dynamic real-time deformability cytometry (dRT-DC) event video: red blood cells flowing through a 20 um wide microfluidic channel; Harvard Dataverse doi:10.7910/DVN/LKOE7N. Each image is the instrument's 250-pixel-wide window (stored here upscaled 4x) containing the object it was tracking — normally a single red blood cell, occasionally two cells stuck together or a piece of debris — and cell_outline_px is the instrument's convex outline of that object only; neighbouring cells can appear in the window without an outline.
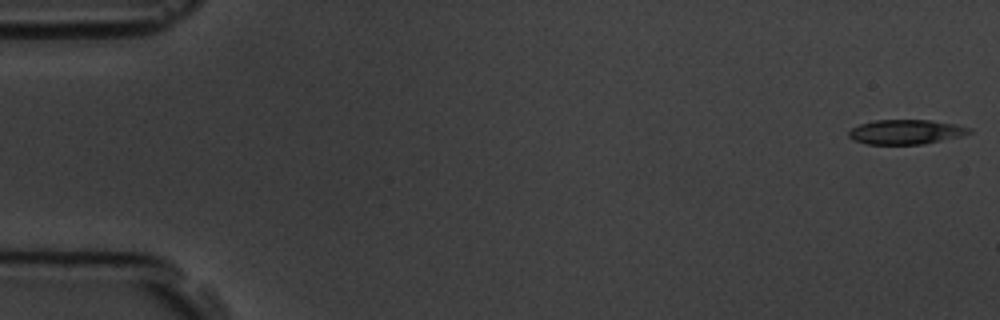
{"species": "common noctule bat (a hibernating species)", "species_latin": "Nyctalus noctula", "temperature_condition": "room temperature", "stored_images_in_passage": 7, "camera_frame_rate_fps": 3000, "um_per_image_px": 0.085, "animal": {"sex": "male", "body_mass_g": 19.5, "forearm_length_mm": 54.6}, "frame": {"image": 1, "passage_image": 1, "time_ms": 0.0, "image_size_px": [1000, 320], "cell_outline_px": [[972, 132], [960, 136], [924, 144], [868, 144], [852, 140], [848, 136], [848, 132], [852, 128], [860, 124], [872, 120], [928, 120], [956, 124], [968, 128]], "centroid_in_image_um": [76.95, 11.21], "position_along_channel_um": 8.1, "area_um2": 17.17}}
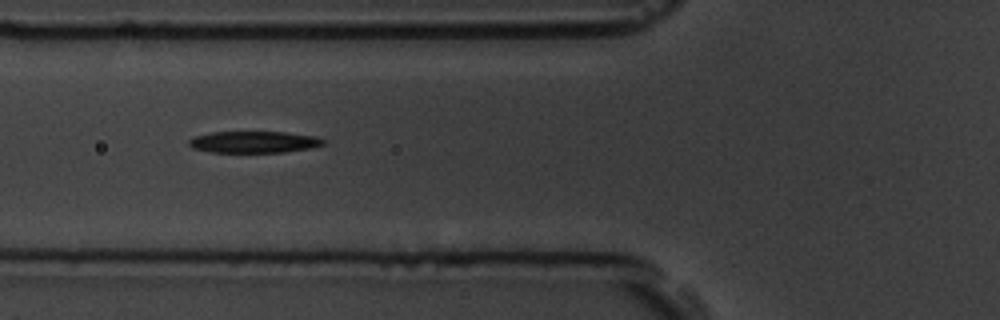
{"frame": {"image": 2, "passage_image": 6, "time_ms": 6.333, "image_size_px": [1000, 320], "cell_outline_px": [[324, 144], [312, 148], [284, 152], [208, 152], [192, 148], [188, 144], [188, 140], [192, 136], [212, 132], [284, 132], [316, 136], [324, 140]], "centroid_in_image_um": [21.54, 12.07], "position_along_channel_um": 104.3, "area_um2": 17.05}}
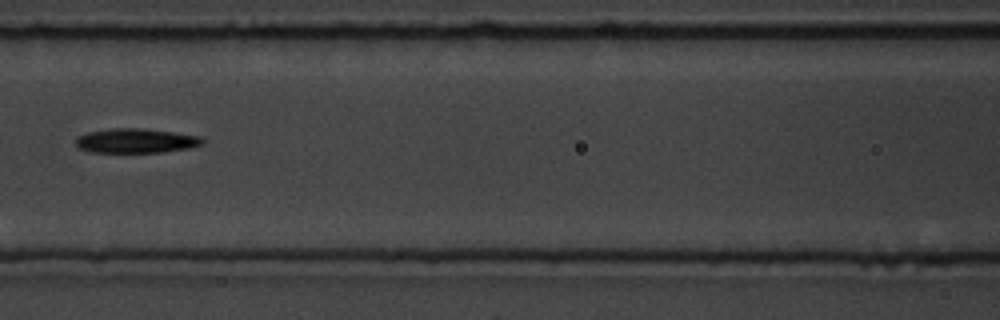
{"frame": {"image": 3, "passage_image": 7, "time_ms": 7.667, "image_size_px": [1000, 320], "cell_outline_px": [[204, 144], [188, 148], [160, 152], [92, 152], [80, 148], [76, 144], [76, 136], [88, 132], [112, 128], [144, 128], [200, 136], [204, 140]], "centroid_in_image_um": [11.55, 11.95], "position_along_channel_um": 155.0, "area_um2": 17.98}}